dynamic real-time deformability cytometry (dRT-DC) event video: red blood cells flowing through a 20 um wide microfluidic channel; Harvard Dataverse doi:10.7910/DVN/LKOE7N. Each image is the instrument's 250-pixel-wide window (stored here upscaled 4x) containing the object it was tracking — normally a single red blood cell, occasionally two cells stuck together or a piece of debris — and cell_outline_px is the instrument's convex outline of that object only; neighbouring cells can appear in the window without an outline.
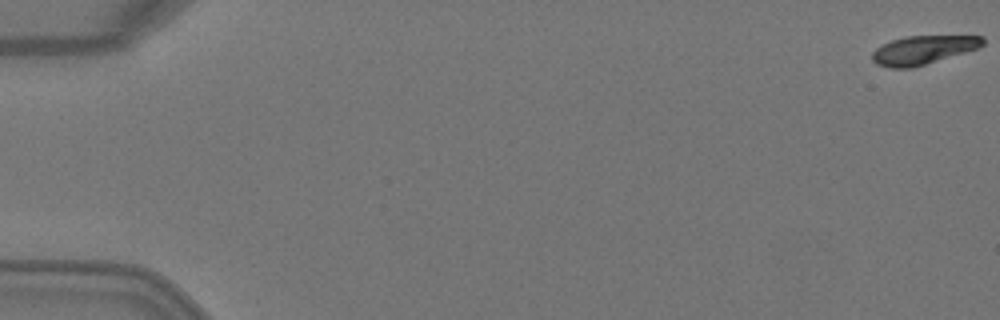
{"species": "Egyptian fruit bat (a non-hibernating species)", "species_latin": "Rousettus aegyptiacus", "temperature_condition": "warm", "stored_images_in_passage": 7, "camera_frame_rate_fps": 3000, "um_per_image_px": 0.085, "animal": {"sex": "female"}, "frame": {"image": 1, "passage_image": 1, "time_ms": 0.0, "image_size_px": [1000, 320], "cell_outline_px": [[984, 44], [980, 48], [912, 68], [888, 68], [876, 64], [872, 60], [872, 52], [876, 48], [892, 40], [908, 36], [984, 36]], "centroid_in_image_um": [78.47, 4.25], "position_along_channel_um": 6.5, "area_um2": 18.44}}
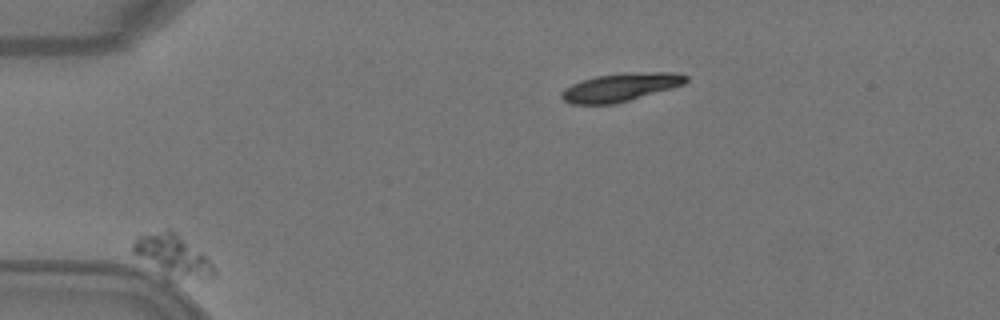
{"frame": {"image": 2, "passage_image": 4, "time_ms": 1.0, "image_size_px": [1000, 320], "cell_outline_px": [[216, 276], [168, 280], [164, 280], [132, 252], [132, 244], [140, 236], [168, 228], [176, 232], [200, 252], [212, 264], [216, 272]], "centroid_in_image_um": [14.61, 21.77], "position_along_channel_um": 70.4, "area_um2": 19.83}}
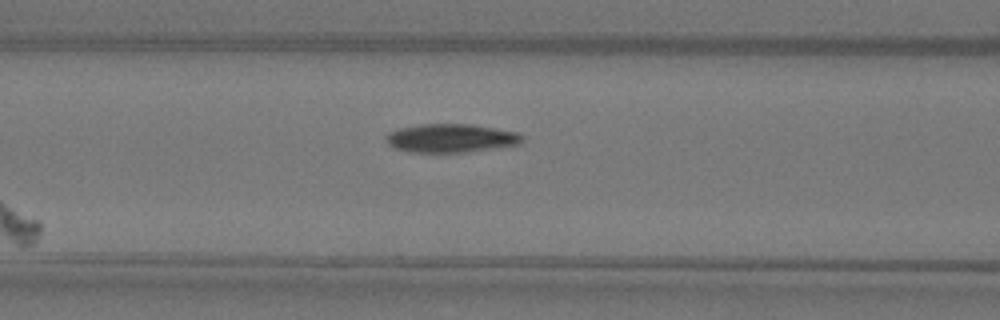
{"frame": {"image": 3, "passage_image": 7, "time_ms": 2.0, "image_size_px": [1000, 320], "cell_outline_px": [[524, 140], [520, 144], [464, 152], [408, 152], [396, 148], [388, 144], [384, 140], [384, 136], [388, 132], [400, 128], [420, 124], [472, 124], [520, 132], [524, 136]], "centroid_in_image_um": [38.33, 11.73], "position_along_channel_um": 128.3, "area_um2": 22.83}}